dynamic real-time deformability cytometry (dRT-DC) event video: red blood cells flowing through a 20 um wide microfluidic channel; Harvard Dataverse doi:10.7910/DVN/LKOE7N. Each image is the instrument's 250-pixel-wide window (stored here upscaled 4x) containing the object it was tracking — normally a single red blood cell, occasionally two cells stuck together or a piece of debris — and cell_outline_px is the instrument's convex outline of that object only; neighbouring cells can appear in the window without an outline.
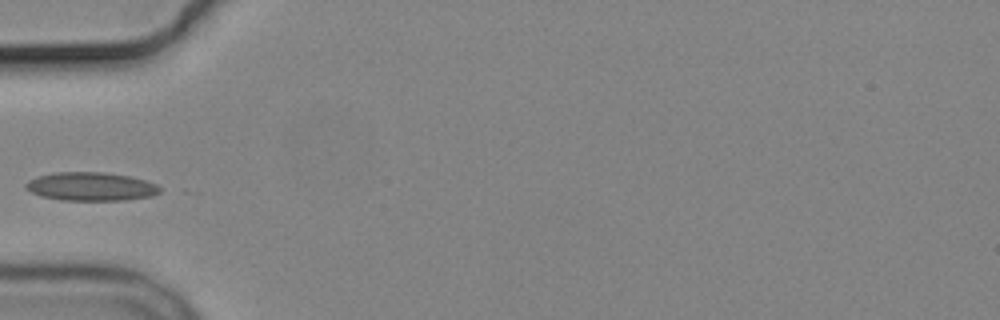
{"species": "common noctule bat (a hibernating species)", "species_latin": "Nyctalus noctula", "temperature_condition": "cold", "stored_images_in_passage": 4, "camera_frame_rate_fps": 3000, "um_per_image_px": 0.085, "animal": {"sex": "male", "body_mass_g": 19.2, "forearm_length_mm": 51.8}, "frame": {"image": 1, "passage_image": 3, "time_ms": 3.333, "image_size_px": [1000, 320], "cell_outline_px": [[160, 192], [152, 196], [124, 200], [64, 200], [40, 196], [24, 188], [24, 184], [28, 180], [36, 176], [56, 172], [104, 172], [132, 176], [156, 184], [160, 188]], "centroid_in_image_um": [7.7, 15.84], "position_along_channel_um": 77.3, "area_um2": 22.37}}
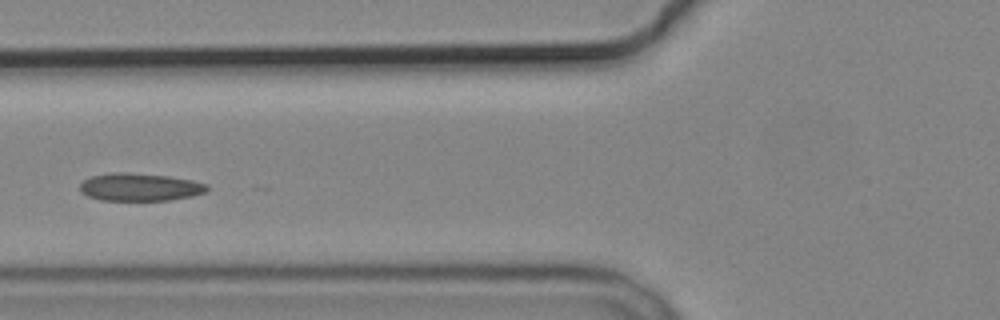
{"frame": {"image": 2, "passage_image": 4, "time_ms": 4.333, "image_size_px": [1000, 320], "cell_outline_px": [[208, 192], [192, 196], [168, 200], [100, 200], [88, 196], [80, 192], [80, 184], [84, 180], [92, 176], [112, 172], [124, 172], [168, 176], [192, 180], [208, 184]], "centroid_in_image_um": [11.9, 15.9], "position_along_channel_um": 113.9, "area_um2": 20.58}}